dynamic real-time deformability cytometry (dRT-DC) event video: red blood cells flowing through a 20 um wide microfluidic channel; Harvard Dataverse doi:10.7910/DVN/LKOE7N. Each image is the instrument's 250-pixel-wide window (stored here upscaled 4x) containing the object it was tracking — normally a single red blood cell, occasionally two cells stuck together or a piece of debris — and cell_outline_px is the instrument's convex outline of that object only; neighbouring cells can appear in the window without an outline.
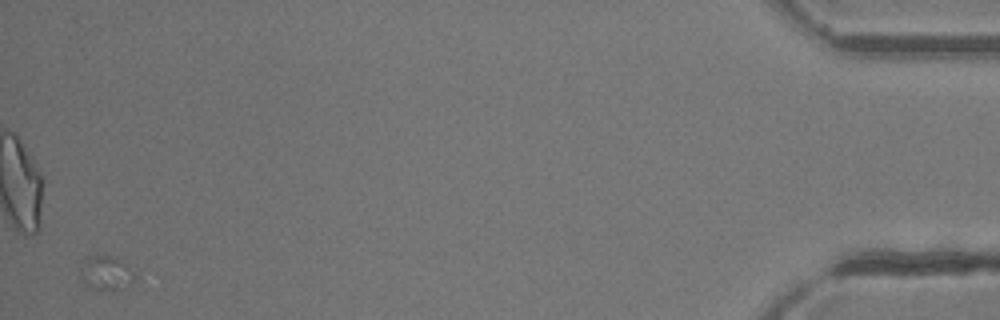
{"species": "common noctule bat (a hibernating species)", "species_latin": "Nyctalus noctula", "temperature_condition": "room temperature", "stored_images_in_passage": 35, "camera_frame_rate_fps": 3000, "um_per_image_px": 0.085, "animal": {"sex": "female"}, "frame": {"image": 1, "passage_image": 35, "time_ms": 11.333, "image_size_px": [1000, 320], "cell_outline_px": [[136, 276], [132, 284], [112, 292], [92, 288], [84, 284], [80, 276], [80, 268], [84, 256], [112, 256], [124, 264]], "centroid_in_image_um": [8.97, 23.24], "position_along_channel_um": 426.2, "area_um2": 10.92}}